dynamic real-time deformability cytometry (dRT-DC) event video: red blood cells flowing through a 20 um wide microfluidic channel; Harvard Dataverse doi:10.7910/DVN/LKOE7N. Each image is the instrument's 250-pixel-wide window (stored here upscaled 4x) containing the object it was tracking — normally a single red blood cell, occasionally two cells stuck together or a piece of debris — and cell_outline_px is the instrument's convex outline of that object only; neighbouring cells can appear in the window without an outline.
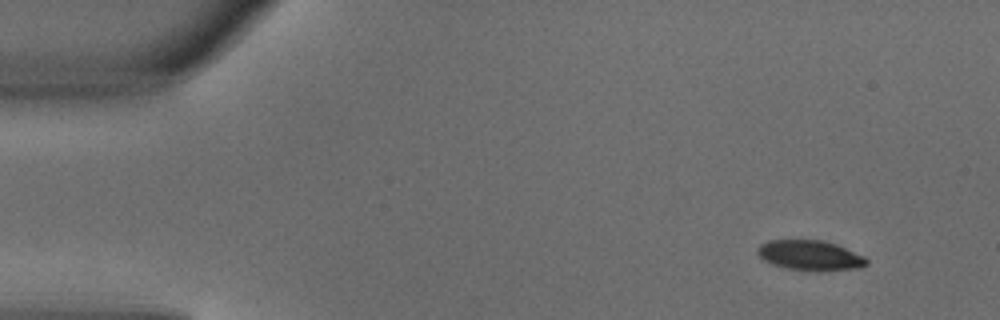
{"species": "common noctule bat (a hibernating species)", "species_latin": "Nyctalus noctula", "temperature_condition": "warm", "stored_images_in_passage": 3, "camera_frame_rate_fps": 3000, "um_per_image_px": 0.085, "animal": {"sex": "male", "body_mass_g": 18.8}, "frame": {"image": 1, "passage_image": 1, "time_ms": 0.0, "image_size_px": [1000, 320], "cell_outline_px": [[868, 264], [860, 268], [820, 272], [784, 268], [772, 264], [764, 260], [756, 252], [756, 248], [760, 244], [768, 240], [820, 240], [836, 244], [864, 256], [868, 260]], "centroid_in_image_um": [68.85, 21.72], "position_along_channel_um": 16.1, "area_um2": 19.36}}